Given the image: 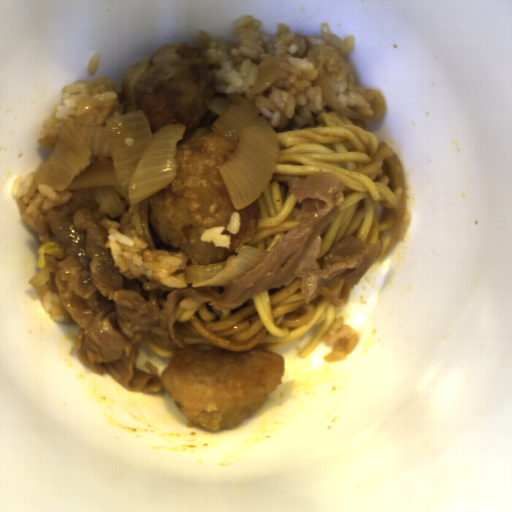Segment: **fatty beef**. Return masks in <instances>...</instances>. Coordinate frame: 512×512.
Returning a JSON list of instances; mask_svg holds the SVG:
<instances>
[{
  "label": "fatty beef",
  "instance_id": "fatty-beef-1",
  "mask_svg": "<svg viewBox=\"0 0 512 512\" xmlns=\"http://www.w3.org/2000/svg\"><path fill=\"white\" fill-rule=\"evenodd\" d=\"M289 194L301 203V221L285 234L255 269L233 279L219 295L204 287L175 288L158 309L138 293L124 288L121 268L114 266L112 248L106 247L109 230L99 224L102 212L89 207L71 217L48 213L42 218L65 256L57 260L44 253L45 265L27 282L40 300L57 293L64 308L81 328L74 343L77 358L99 376L107 372L127 391L159 393L156 373L134 368L142 336L159 340L170 351L185 349L175 329L181 298L208 303L216 311L237 310L265 289L289 286L295 279L306 303H312L324 285L342 281L357 286L381 253V238L364 243L347 235L322 258L321 231L338 216L346 186L331 171L314 173L286 183Z\"/></svg>",
  "mask_w": 512,
  "mask_h": 512
}]
</instances>
